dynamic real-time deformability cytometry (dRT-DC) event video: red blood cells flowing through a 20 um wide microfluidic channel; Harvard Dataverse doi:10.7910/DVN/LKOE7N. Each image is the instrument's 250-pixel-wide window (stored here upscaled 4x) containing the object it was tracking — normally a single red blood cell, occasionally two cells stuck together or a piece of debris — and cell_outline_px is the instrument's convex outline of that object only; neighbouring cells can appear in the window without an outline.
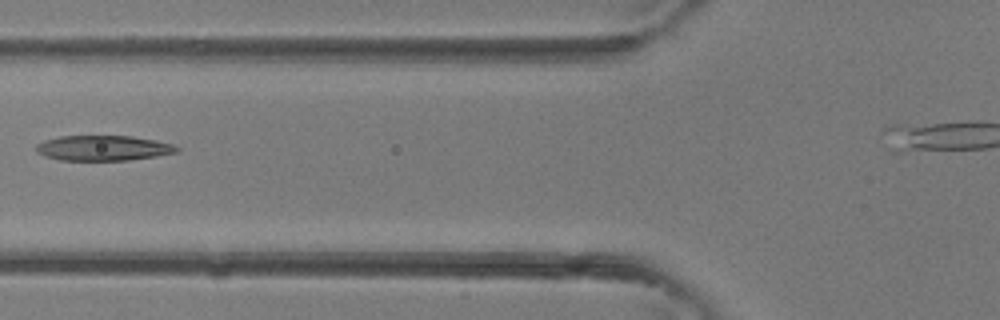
{"species": "common noctule bat (a hibernating species)", "species_latin": "Nyctalus noctula", "temperature_condition": "room temperature", "stored_images_in_passage": 5, "camera_frame_rate_fps": 3000, "um_per_image_px": 0.085, "animal": {"sex": "female"}, "frame": {"image": 1, "passage_image": 4, "time_ms": 1.0, "image_size_px": [1000, 320], "cell_outline_px": [[180, 152], [156, 156], [128, 160], [60, 160], [44, 156], [36, 152], [36, 144], [44, 140], [60, 136], [132, 136], [156, 140], [172, 144], [180, 148]], "centroid_in_image_um": [8.78, 12.58], "position_along_channel_um": 117.0, "area_um2": 20.75}}